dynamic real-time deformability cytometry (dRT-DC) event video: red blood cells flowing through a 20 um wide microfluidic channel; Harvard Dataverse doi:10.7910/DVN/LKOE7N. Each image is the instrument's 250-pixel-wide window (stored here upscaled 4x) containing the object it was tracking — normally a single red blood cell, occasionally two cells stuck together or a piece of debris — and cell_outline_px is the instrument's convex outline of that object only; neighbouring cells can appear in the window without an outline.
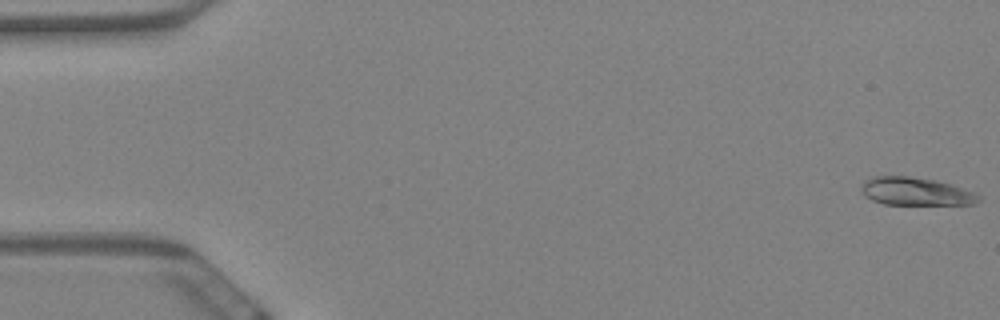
{"species": "Egyptian fruit bat (a non-hibernating species)", "species_latin": "Rousettus aegyptiacus", "temperature_condition": "warm", "stored_images_in_passage": 60, "camera_frame_rate_fps": 3000, "um_per_image_px": 0.085, "animal": {"sex": "female"}, "frame": {"image": 1, "passage_image": 1, "time_ms": 0.0, "image_size_px": [1000, 320], "cell_outline_px": [[980, 200], [972, 204], [884, 204], [872, 200], [864, 196], [860, 188], [864, 180], [872, 176], [908, 176], [936, 180], [952, 184], [972, 192], [980, 196]], "centroid_in_image_um": [77.78, 16.26], "position_along_channel_um": 7.2, "area_um2": 19.07}}
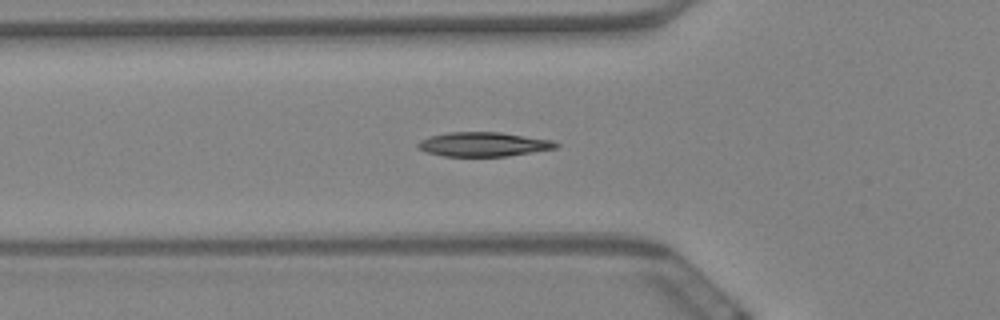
{"frame": {"image": 2, "passage_image": 21, "time_ms": 6.667, "image_size_px": [1000, 320], "cell_outline_px": [[560, 144], [556, 148], [508, 156], [444, 156], [428, 152], [416, 148], [416, 144], [420, 140], [428, 136], [448, 132], [500, 132], [552, 140]], "centroid_in_image_um": [41.06, 12.26], "position_along_channel_um": 84.7, "area_um2": 19.54}}
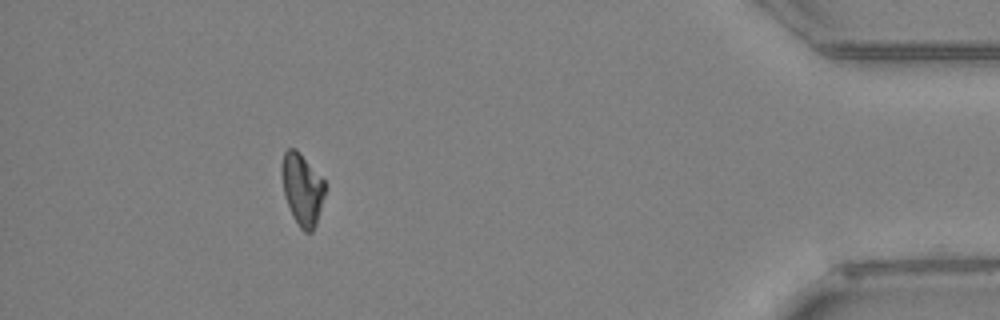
{"frame": {"image": 3, "passage_image": 54, "time_ms": 17.667, "image_size_px": [1000, 320], "cell_outline_px": [[324, 196], [316, 224], [312, 232], [304, 232], [300, 228], [292, 216], [284, 196], [280, 172], [280, 168], [284, 152], [288, 148], [296, 148], [300, 152], [324, 180]], "centroid_in_image_um": [25.65, 16.07], "position_along_channel_um": 409.6, "area_um2": 18.21}, "authors_computed_cell_mechanics": {"area_um2": 19.0451, "velocity_mm_per_s": 3.4624, "shape_relaxation_time_tau1_ms": null, "shape_relaxation_time_tau2_ms": 5.0205, "deformation_change_tau1": null, "deformation_change_tau2": 0.0961}}